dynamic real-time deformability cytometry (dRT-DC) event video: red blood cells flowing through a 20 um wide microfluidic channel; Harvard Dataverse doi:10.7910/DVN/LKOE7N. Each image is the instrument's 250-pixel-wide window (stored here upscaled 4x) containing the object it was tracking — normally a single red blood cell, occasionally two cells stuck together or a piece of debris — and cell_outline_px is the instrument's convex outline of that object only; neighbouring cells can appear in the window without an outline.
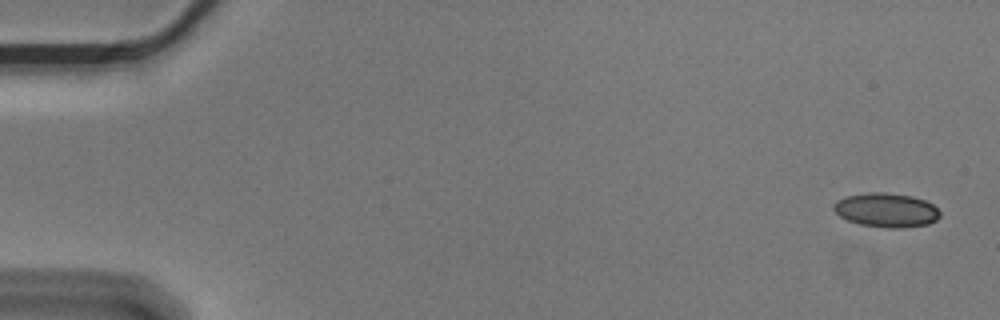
{"species": "Egyptian fruit bat (a non-hibernating species)", "species_latin": "Rousettus aegyptiacus", "temperature_condition": "cold", "stored_images_in_passage": 56, "camera_frame_rate_fps": 3000, "um_per_image_px": 0.085, "animal": {"sex": "male"}, "frame": {"image": 1, "passage_image": 2, "time_ms": 0.333, "image_size_px": [1000, 320], "cell_outline_px": [[940, 216], [936, 220], [928, 224], [904, 228], [888, 228], [860, 224], [848, 220], [840, 216], [832, 208], [832, 204], [836, 200], [844, 196], [868, 192], [884, 192], [912, 196], [924, 200], [932, 204], [940, 212]], "centroid_in_image_um": [75.31, 17.85], "position_along_channel_um": 9.7, "area_um2": 21.27}}
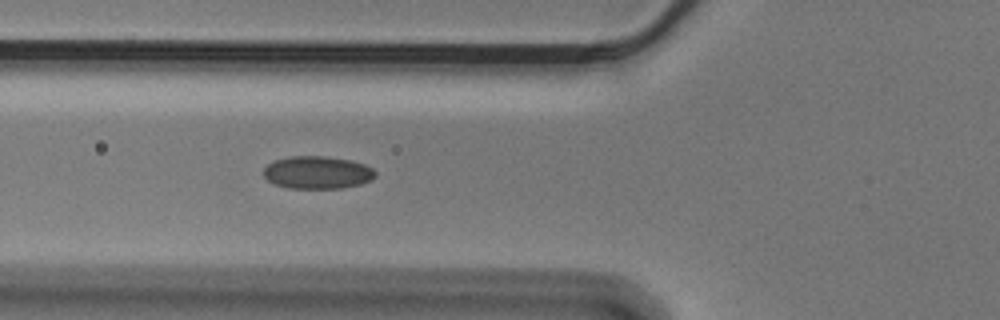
{"frame": {"image": 2, "passage_image": 21, "time_ms": 6.667, "image_size_px": [1000, 320], "cell_outline_px": [[376, 176], [372, 180], [360, 184], [340, 188], [288, 188], [272, 184], [264, 176], [264, 168], [272, 160], [288, 156], [324, 156], [352, 160], [364, 164], [372, 168], [376, 172]], "centroid_in_image_um": [26.96, 14.65], "position_along_channel_um": 98.8, "area_um2": 21.5}}
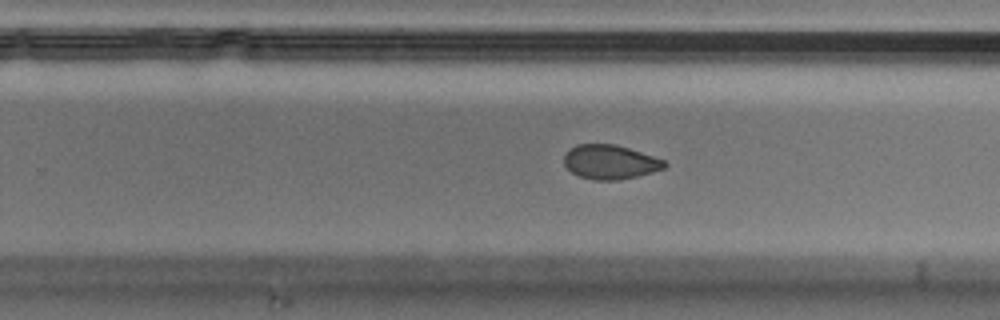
{"frame": {"image": 3, "passage_image": 36, "time_ms": 11.667, "image_size_px": [1000, 320], "cell_outline_px": [[668, 164], [664, 168], [652, 172], [636, 176], [616, 180], [592, 180], [580, 176], [572, 172], [564, 164], [564, 156], [576, 144], [612, 144], [628, 148], [664, 160]], "centroid_in_image_um": [51.85, 13.77], "position_along_channel_um": 277.9, "area_um2": 19.71}, "authors_computed_cell_mechanics": {"area_um2": 21.2415, "velocity_mm_per_s": 3.578, "shape_relaxation_time_tau1_ms": 10.2879, "shape_relaxation_time_tau2_ms": 2.7567, "deformation_change_tau1": 0.1404, "deformation_change_tau2": 0.063}}